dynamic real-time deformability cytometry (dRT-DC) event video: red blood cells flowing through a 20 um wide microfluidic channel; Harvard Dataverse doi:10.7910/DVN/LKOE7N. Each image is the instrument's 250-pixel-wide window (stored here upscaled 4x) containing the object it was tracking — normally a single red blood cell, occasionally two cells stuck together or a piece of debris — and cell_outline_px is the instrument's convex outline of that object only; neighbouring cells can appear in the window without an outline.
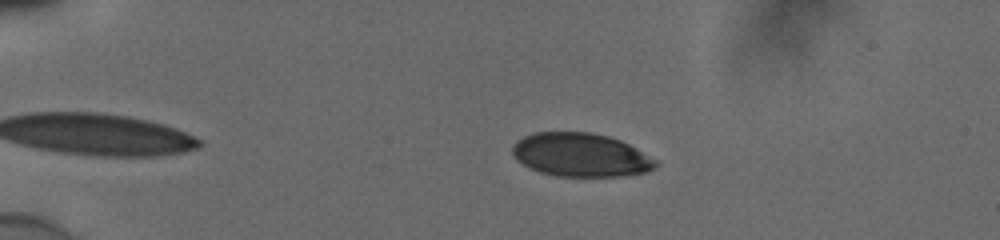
{"species": "human", "species_latin": "Homo sapiens", "temperature_condition": "cold", "stored_images_in_passage": 45, "camera_frame_rate_fps": 3000, "um_per_image_px": 0.085, "donor": {"sex": "male"}, "frame": {"image": 1, "passage_image": 3, "time_ms": 0.667, "image_size_px": [1000, 240], "cell_outline_px": [[660, 164], [656, 168], [648, 172], [620, 176], [556, 176], [540, 172], [516, 160], [512, 152], [512, 144], [516, 140], [532, 132], [588, 132], [608, 136], [620, 140], [628, 144], [656, 160]], "centroid_in_image_um": [49.35, 13.16], "position_along_channel_um": 35.6, "area_um2": 36.41}}
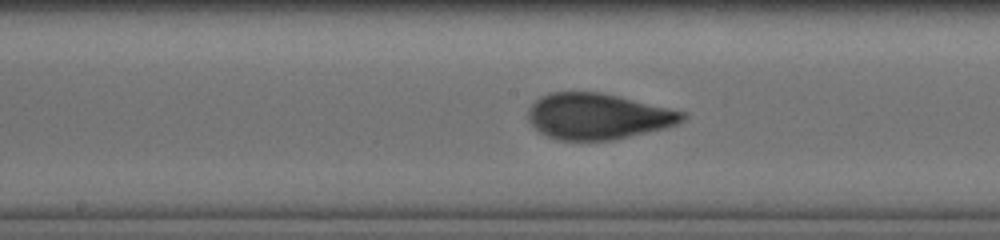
{"frame": {"image": 2, "passage_image": 21, "time_ms": 6.667, "image_size_px": [1000, 240], "cell_outline_px": [[684, 120], [676, 124], [664, 128], [612, 140], [556, 140], [540, 132], [528, 120], [528, 108], [540, 96], [548, 92], [600, 92], [684, 112]], "centroid_in_image_um": [50.75, 9.89], "position_along_channel_um": 197.4, "area_um2": 40.86}}
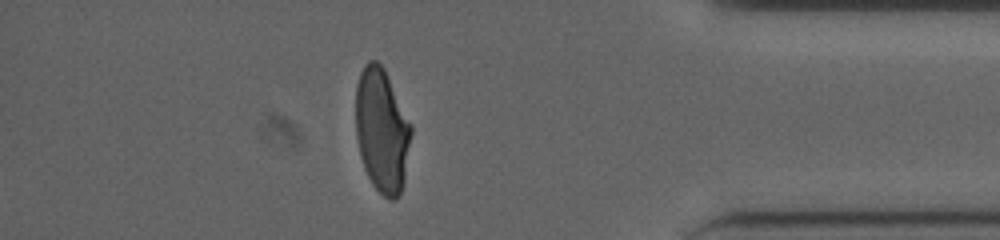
{"frame": {"image": 3, "passage_image": 39, "time_ms": 12.667, "image_size_px": [1000, 240], "cell_outline_px": [[412, 132], [404, 180], [400, 196], [392, 200], [388, 200], [372, 184], [364, 168], [360, 156], [356, 136], [356, 84], [360, 72], [364, 64], [368, 60], [376, 60], [384, 68], [412, 124]], "centroid_in_image_um": [32.46, 11.07], "position_along_channel_um": 402.7, "area_um2": 40.34}, "authors_computed_cell_mechanics": {"area_um2": 40.8646, "velocity_mm_per_s": 3.8648, "shape_relaxation_time_tau1_ms": 5.8768, "shape_relaxation_time_tau2_ms": null, "deformation_change_tau1": 0.1811, "deformation_change_tau2": null}}